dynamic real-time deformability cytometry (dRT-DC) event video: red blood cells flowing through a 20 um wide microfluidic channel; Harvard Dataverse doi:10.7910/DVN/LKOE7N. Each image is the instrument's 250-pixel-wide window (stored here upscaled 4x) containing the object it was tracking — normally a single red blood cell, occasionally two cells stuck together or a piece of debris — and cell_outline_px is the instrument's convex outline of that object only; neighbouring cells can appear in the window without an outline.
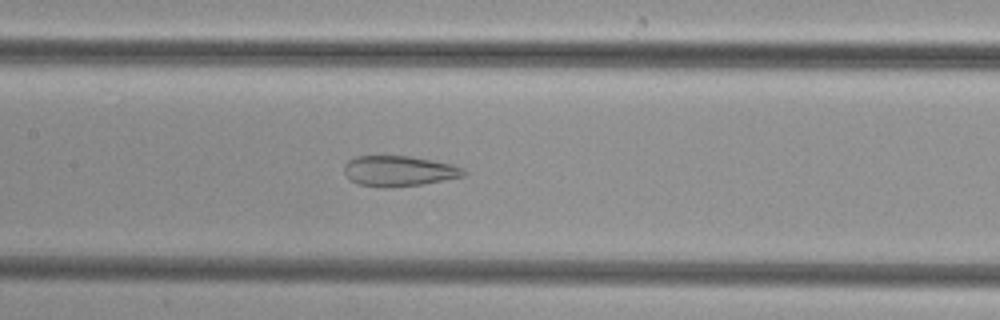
{"species": "common noctule bat (a hibernating species)", "species_latin": "Nyctalus noctula", "temperature_condition": "cold", "stored_images_in_passage": 44, "camera_frame_rate_fps": 3000, "um_per_image_px": 0.085, "animal": {"sex": "female", "body_mass_g": 29.2, "forearm_length_mm": 56.3}, "frame": {"image": 1, "passage_image": 17, "time_ms": 5.333, "image_size_px": [1000, 320], "cell_outline_px": [[468, 172], [464, 176], [420, 184], [388, 188], [380, 188], [360, 184], [352, 180], [344, 172], [344, 164], [348, 160], [356, 156], [408, 156], [432, 160], [452, 164], [464, 168]], "centroid_in_image_um": [33.91, 14.53], "position_along_channel_um": 173.5, "area_um2": 21.15}}
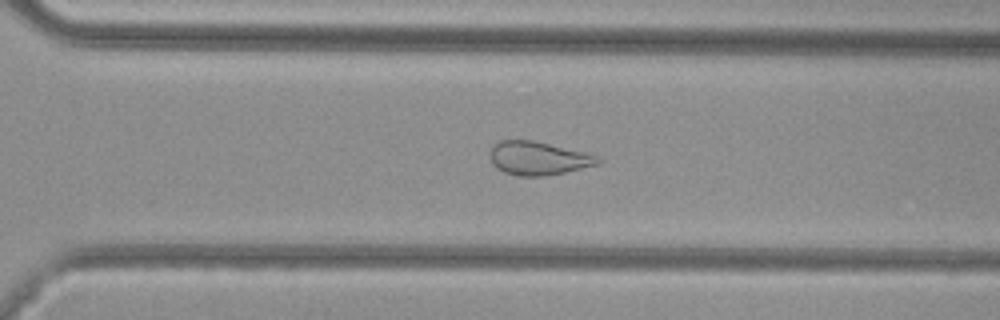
{"frame": {"image": 2, "passage_image": 28, "time_ms": 9.0, "image_size_px": [1000, 320], "cell_outline_px": [[604, 160], [600, 164], [564, 172], [544, 176], [520, 176], [504, 172], [496, 168], [492, 164], [488, 156], [488, 152], [500, 140], [532, 140], [588, 152], [600, 156]], "centroid_in_image_um": [45.78, 13.45], "position_along_channel_um": 324.8, "area_um2": 21.39}}
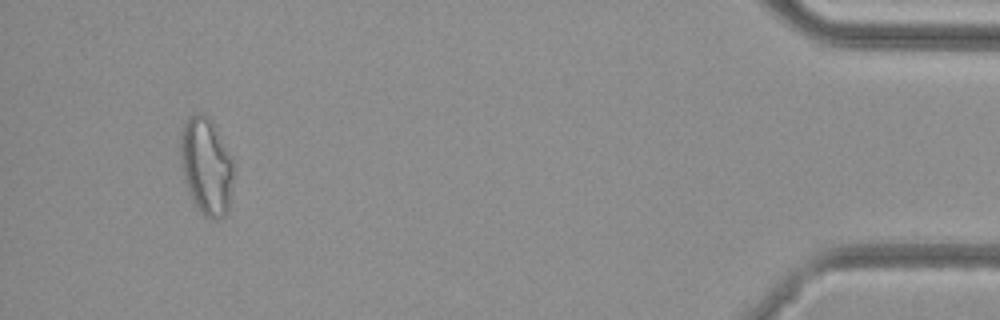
{"frame": {"image": 3, "passage_image": 40, "time_ms": 13.0, "image_size_px": [1000, 320], "cell_outline_px": [[236, 168], [228, 212], [224, 216], [216, 220], [212, 220], [204, 216], [196, 208], [188, 192], [180, 164], [180, 136], [184, 124], [188, 116], [196, 112], [204, 112], [208, 116], [232, 156]], "centroid_in_image_um": [17.55, 14.15], "position_along_channel_um": 417.6, "area_um2": 30.98}}